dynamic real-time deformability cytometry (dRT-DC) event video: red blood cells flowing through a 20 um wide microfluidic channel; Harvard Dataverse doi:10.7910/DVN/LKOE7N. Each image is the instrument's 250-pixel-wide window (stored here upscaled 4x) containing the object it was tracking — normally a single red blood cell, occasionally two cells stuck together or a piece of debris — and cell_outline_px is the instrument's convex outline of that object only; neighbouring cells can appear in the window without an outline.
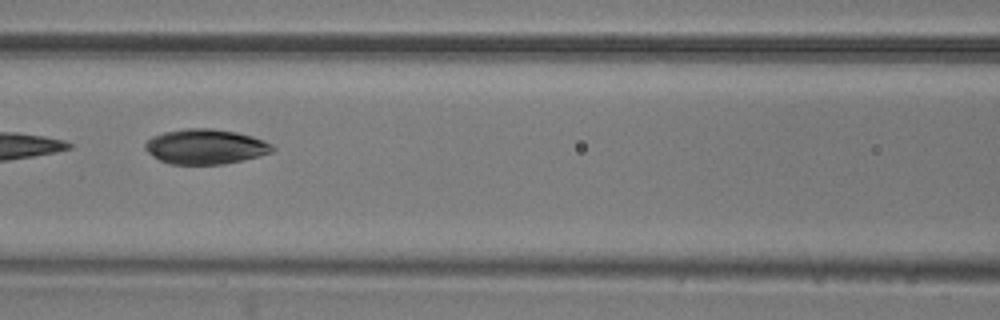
{"species": "common noctule bat (a hibernating species)", "species_latin": "Nyctalus noctula", "temperature_condition": "room temperature", "stored_images_in_passage": 7, "camera_frame_rate_fps": 3000, "um_per_image_px": 0.085, "animal": {"sex": "male", "body_mass_g": 20.5, "forearm_length_mm": 52.5}, "frame": {"image": 1, "passage_image": 4, "time_ms": 1.0, "image_size_px": [1000, 320], "cell_outline_px": [[276, 148], [272, 152], [260, 156], [224, 164], [168, 164], [152, 156], [144, 148], [144, 144], [152, 136], [164, 132], [184, 128], [212, 128], [236, 132], [252, 136], [264, 140], [272, 144]], "centroid_in_image_um": [17.47, 12.46], "position_along_channel_um": 149.1, "area_um2": 26.13}}
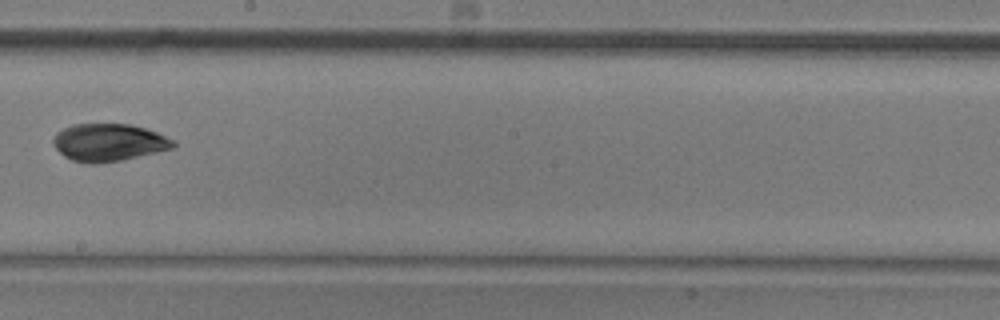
{"frame": {"image": 2, "passage_image": 6, "time_ms": 1.667, "image_size_px": [1000, 320], "cell_outline_px": [[176, 144], [172, 148], [156, 152], [120, 160], [96, 164], [88, 164], [72, 160], [64, 156], [52, 144], [52, 140], [56, 132], [72, 124], [128, 124], [148, 128], [176, 140]], "centroid_in_image_um": [9.24, 12.1], "position_along_channel_um": 239.0, "area_um2": 26.36}}
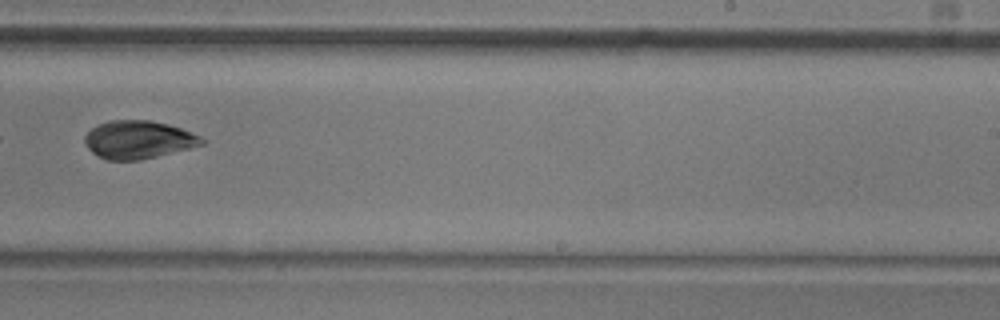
{"frame": {"image": 3, "passage_image": 7, "time_ms": 2.0, "image_size_px": [1000, 320], "cell_outline_px": [[208, 140], [204, 144], [140, 160], [108, 160], [92, 152], [84, 144], [84, 136], [92, 128], [108, 120], [152, 120], [168, 124], [180, 128], [200, 136]], "centroid_in_image_um": [11.76, 11.86], "position_along_channel_um": 277.2, "area_um2": 25.78}}